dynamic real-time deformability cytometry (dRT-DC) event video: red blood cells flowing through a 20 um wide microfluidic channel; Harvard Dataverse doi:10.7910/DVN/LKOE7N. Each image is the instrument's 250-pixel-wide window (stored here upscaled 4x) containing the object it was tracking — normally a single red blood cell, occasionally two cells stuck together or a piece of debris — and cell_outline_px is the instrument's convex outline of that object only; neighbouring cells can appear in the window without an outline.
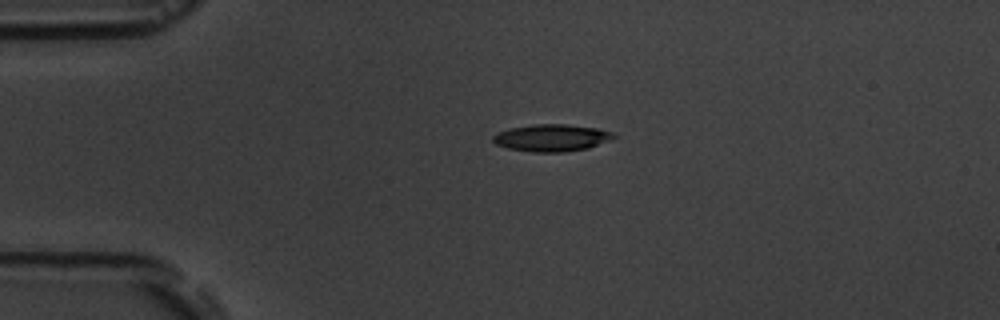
{"species": "common noctule bat (a hibernating species)", "species_latin": "Nyctalus noctula", "temperature_condition": "room temperature", "stored_images_in_passage": 2, "camera_frame_rate_fps": 3000, "um_per_image_px": 0.085, "animal": {"sex": "male", "body_mass_g": 19.5, "forearm_length_mm": 54.6}, "frame": {"image": 1, "passage_image": 1, "time_ms": 0.0, "image_size_px": [1000, 320], "cell_outline_px": [[616, 136], [612, 140], [588, 148], [564, 152], [532, 152], [508, 148], [496, 144], [492, 140], [492, 136], [496, 132], [508, 128], [532, 124], [564, 124], [596, 128], [612, 132]], "centroid_in_image_um": [46.86, 11.71], "position_along_channel_um": 38.1, "area_um2": 19.19}}